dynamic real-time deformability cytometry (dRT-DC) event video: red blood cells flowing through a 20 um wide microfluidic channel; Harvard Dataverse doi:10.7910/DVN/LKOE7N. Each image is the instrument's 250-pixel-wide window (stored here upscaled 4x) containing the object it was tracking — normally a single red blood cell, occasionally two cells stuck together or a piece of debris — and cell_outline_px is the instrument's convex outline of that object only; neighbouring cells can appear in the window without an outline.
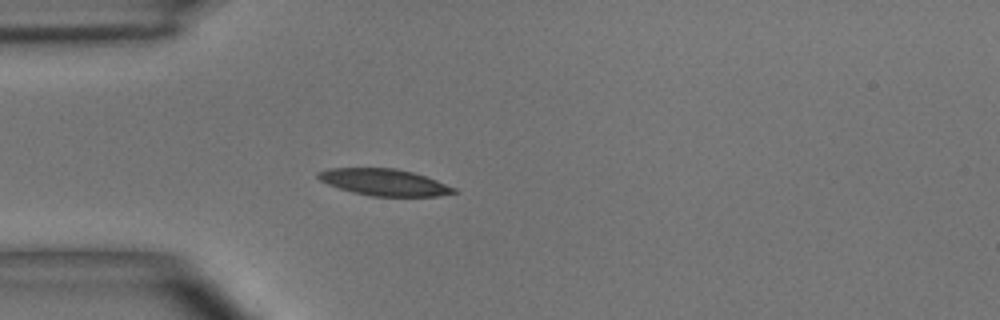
{"species": "common noctule bat (a hibernating species)", "species_latin": "Nyctalus noctula", "temperature_condition": "room temperature", "stored_images_in_passage": 4, "camera_frame_rate_fps": 3000, "um_per_image_px": 0.085, "animal": {"sex": "male", "body_mass_g": 15.6}, "frame": {"image": 1, "passage_image": 4, "time_ms": 3.333, "image_size_px": [1000, 320], "cell_outline_px": [[456, 192], [440, 196], [372, 196], [352, 192], [328, 184], [320, 180], [316, 176], [316, 172], [328, 168], [392, 168], [412, 172], [436, 180], [456, 188]], "centroid_in_image_um": [32.63, 15.49], "position_along_channel_um": 52.4, "area_um2": 20.92}}